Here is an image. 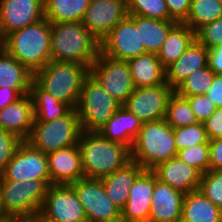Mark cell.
<instances>
[{"label": "cell", "mask_w": 222, "mask_h": 222, "mask_svg": "<svg viewBox=\"0 0 222 222\" xmlns=\"http://www.w3.org/2000/svg\"><path fill=\"white\" fill-rule=\"evenodd\" d=\"M33 219H34L36 222H49V221L45 220L44 218H42L39 214H37L36 216H34Z\"/></svg>", "instance_id": "obj_50"}, {"label": "cell", "mask_w": 222, "mask_h": 222, "mask_svg": "<svg viewBox=\"0 0 222 222\" xmlns=\"http://www.w3.org/2000/svg\"><path fill=\"white\" fill-rule=\"evenodd\" d=\"M22 141L15 134L0 128V175Z\"/></svg>", "instance_id": "obj_40"}, {"label": "cell", "mask_w": 222, "mask_h": 222, "mask_svg": "<svg viewBox=\"0 0 222 222\" xmlns=\"http://www.w3.org/2000/svg\"><path fill=\"white\" fill-rule=\"evenodd\" d=\"M175 90L166 82L161 85L135 88L123 106L143 123L165 118L170 96Z\"/></svg>", "instance_id": "obj_14"}, {"label": "cell", "mask_w": 222, "mask_h": 222, "mask_svg": "<svg viewBox=\"0 0 222 222\" xmlns=\"http://www.w3.org/2000/svg\"><path fill=\"white\" fill-rule=\"evenodd\" d=\"M176 156L173 128L165 118L144 122L131 148V159L143 169L152 170Z\"/></svg>", "instance_id": "obj_5"}, {"label": "cell", "mask_w": 222, "mask_h": 222, "mask_svg": "<svg viewBox=\"0 0 222 222\" xmlns=\"http://www.w3.org/2000/svg\"><path fill=\"white\" fill-rule=\"evenodd\" d=\"M43 18V0H0V41L7 34Z\"/></svg>", "instance_id": "obj_16"}, {"label": "cell", "mask_w": 222, "mask_h": 222, "mask_svg": "<svg viewBox=\"0 0 222 222\" xmlns=\"http://www.w3.org/2000/svg\"><path fill=\"white\" fill-rule=\"evenodd\" d=\"M152 171L159 181L183 194H188L200 187L202 174L177 156L158 164Z\"/></svg>", "instance_id": "obj_20"}, {"label": "cell", "mask_w": 222, "mask_h": 222, "mask_svg": "<svg viewBox=\"0 0 222 222\" xmlns=\"http://www.w3.org/2000/svg\"><path fill=\"white\" fill-rule=\"evenodd\" d=\"M127 16L126 0H91L81 22L101 42Z\"/></svg>", "instance_id": "obj_15"}, {"label": "cell", "mask_w": 222, "mask_h": 222, "mask_svg": "<svg viewBox=\"0 0 222 222\" xmlns=\"http://www.w3.org/2000/svg\"><path fill=\"white\" fill-rule=\"evenodd\" d=\"M5 215L4 213V207H3V202H2V189L0 185V216Z\"/></svg>", "instance_id": "obj_49"}, {"label": "cell", "mask_w": 222, "mask_h": 222, "mask_svg": "<svg viewBox=\"0 0 222 222\" xmlns=\"http://www.w3.org/2000/svg\"><path fill=\"white\" fill-rule=\"evenodd\" d=\"M51 22L37 23L7 34L0 46L33 74L51 61Z\"/></svg>", "instance_id": "obj_1"}, {"label": "cell", "mask_w": 222, "mask_h": 222, "mask_svg": "<svg viewBox=\"0 0 222 222\" xmlns=\"http://www.w3.org/2000/svg\"><path fill=\"white\" fill-rule=\"evenodd\" d=\"M195 39V31L187 24L177 22L169 31L157 56L166 69L175 62Z\"/></svg>", "instance_id": "obj_28"}, {"label": "cell", "mask_w": 222, "mask_h": 222, "mask_svg": "<svg viewBox=\"0 0 222 222\" xmlns=\"http://www.w3.org/2000/svg\"><path fill=\"white\" fill-rule=\"evenodd\" d=\"M208 67L214 71L215 74H222V43L208 52Z\"/></svg>", "instance_id": "obj_46"}, {"label": "cell", "mask_w": 222, "mask_h": 222, "mask_svg": "<svg viewBox=\"0 0 222 222\" xmlns=\"http://www.w3.org/2000/svg\"><path fill=\"white\" fill-rule=\"evenodd\" d=\"M90 74L121 105L135 90L128 61L116 60L99 52L90 67Z\"/></svg>", "instance_id": "obj_9"}, {"label": "cell", "mask_w": 222, "mask_h": 222, "mask_svg": "<svg viewBox=\"0 0 222 222\" xmlns=\"http://www.w3.org/2000/svg\"><path fill=\"white\" fill-rule=\"evenodd\" d=\"M122 105L89 74L76 107L82 131L98 132Z\"/></svg>", "instance_id": "obj_7"}, {"label": "cell", "mask_w": 222, "mask_h": 222, "mask_svg": "<svg viewBox=\"0 0 222 222\" xmlns=\"http://www.w3.org/2000/svg\"><path fill=\"white\" fill-rule=\"evenodd\" d=\"M208 52L196 38L186 51L166 69V83L174 90L194 71L208 66Z\"/></svg>", "instance_id": "obj_22"}, {"label": "cell", "mask_w": 222, "mask_h": 222, "mask_svg": "<svg viewBox=\"0 0 222 222\" xmlns=\"http://www.w3.org/2000/svg\"><path fill=\"white\" fill-rule=\"evenodd\" d=\"M50 184H71L84 178L78 144L47 154Z\"/></svg>", "instance_id": "obj_18"}, {"label": "cell", "mask_w": 222, "mask_h": 222, "mask_svg": "<svg viewBox=\"0 0 222 222\" xmlns=\"http://www.w3.org/2000/svg\"><path fill=\"white\" fill-rule=\"evenodd\" d=\"M90 74L86 65L50 61L33 74V80L60 102L76 109L85 78Z\"/></svg>", "instance_id": "obj_4"}, {"label": "cell", "mask_w": 222, "mask_h": 222, "mask_svg": "<svg viewBox=\"0 0 222 222\" xmlns=\"http://www.w3.org/2000/svg\"><path fill=\"white\" fill-rule=\"evenodd\" d=\"M82 129L76 109L50 122H34L29 138L32 146L48 154L77 145Z\"/></svg>", "instance_id": "obj_8"}, {"label": "cell", "mask_w": 222, "mask_h": 222, "mask_svg": "<svg viewBox=\"0 0 222 222\" xmlns=\"http://www.w3.org/2000/svg\"><path fill=\"white\" fill-rule=\"evenodd\" d=\"M142 124L139 118L122 105L98 132L104 138L121 143L131 150Z\"/></svg>", "instance_id": "obj_23"}, {"label": "cell", "mask_w": 222, "mask_h": 222, "mask_svg": "<svg viewBox=\"0 0 222 222\" xmlns=\"http://www.w3.org/2000/svg\"><path fill=\"white\" fill-rule=\"evenodd\" d=\"M91 0H43L44 17L50 22H81Z\"/></svg>", "instance_id": "obj_31"}, {"label": "cell", "mask_w": 222, "mask_h": 222, "mask_svg": "<svg viewBox=\"0 0 222 222\" xmlns=\"http://www.w3.org/2000/svg\"><path fill=\"white\" fill-rule=\"evenodd\" d=\"M154 188L155 173L152 170H144L130 188L128 200L121 210L122 222H149Z\"/></svg>", "instance_id": "obj_17"}, {"label": "cell", "mask_w": 222, "mask_h": 222, "mask_svg": "<svg viewBox=\"0 0 222 222\" xmlns=\"http://www.w3.org/2000/svg\"><path fill=\"white\" fill-rule=\"evenodd\" d=\"M215 73L208 66L194 71L175 89L181 96L206 94L214 80Z\"/></svg>", "instance_id": "obj_34"}, {"label": "cell", "mask_w": 222, "mask_h": 222, "mask_svg": "<svg viewBox=\"0 0 222 222\" xmlns=\"http://www.w3.org/2000/svg\"><path fill=\"white\" fill-rule=\"evenodd\" d=\"M33 73L0 46V88L9 87L21 96L30 92Z\"/></svg>", "instance_id": "obj_27"}, {"label": "cell", "mask_w": 222, "mask_h": 222, "mask_svg": "<svg viewBox=\"0 0 222 222\" xmlns=\"http://www.w3.org/2000/svg\"><path fill=\"white\" fill-rule=\"evenodd\" d=\"M78 146L86 178L101 179L131 160V150L104 138L99 132L82 131Z\"/></svg>", "instance_id": "obj_3"}, {"label": "cell", "mask_w": 222, "mask_h": 222, "mask_svg": "<svg viewBox=\"0 0 222 222\" xmlns=\"http://www.w3.org/2000/svg\"><path fill=\"white\" fill-rule=\"evenodd\" d=\"M144 170L131 159L112 174L101 178L107 196L120 210L124 208L128 200L130 188Z\"/></svg>", "instance_id": "obj_24"}, {"label": "cell", "mask_w": 222, "mask_h": 222, "mask_svg": "<svg viewBox=\"0 0 222 222\" xmlns=\"http://www.w3.org/2000/svg\"><path fill=\"white\" fill-rule=\"evenodd\" d=\"M140 28L141 42L146 53L158 54L170 29L177 23L176 20H158L137 15H128Z\"/></svg>", "instance_id": "obj_29"}, {"label": "cell", "mask_w": 222, "mask_h": 222, "mask_svg": "<svg viewBox=\"0 0 222 222\" xmlns=\"http://www.w3.org/2000/svg\"><path fill=\"white\" fill-rule=\"evenodd\" d=\"M29 94L33 101L34 122H50L62 118L72 110L68 104L44 91L34 80L31 82Z\"/></svg>", "instance_id": "obj_30"}, {"label": "cell", "mask_w": 222, "mask_h": 222, "mask_svg": "<svg viewBox=\"0 0 222 222\" xmlns=\"http://www.w3.org/2000/svg\"><path fill=\"white\" fill-rule=\"evenodd\" d=\"M52 61L73 62L89 68L100 52V42L82 22H51Z\"/></svg>", "instance_id": "obj_2"}, {"label": "cell", "mask_w": 222, "mask_h": 222, "mask_svg": "<svg viewBox=\"0 0 222 222\" xmlns=\"http://www.w3.org/2000/svg\"><path fill=\"white\" fill-rule=\"evenodd\" d=\"M169 15L177 22H183L189 14L191 0H165Z\"/></svg>", "instance_id": "obj_42"}, {"label": "cell", "mask_w": 222, "mask_h": 222, "mask_svg": "<svg viewBox=\"0 0 222 222\" xmlns=\"http://www.w3.org/2000/svg\"><path fill=\"white\" fill-rule=\"evenodd\" d=\"M209 140L222 137V107L203 122Z\"/></svg>", "instance_id": "obj_43"}, {"label": "cell", "mask_w": 222, "mask_h": 222, "mask_svg": "<svg viewBox=\"0 0 222 222\" xmlns=\"http://www.w3.org/2000/svg\"><path fill=\"white\" fill-rule=\"evenodd\" d=\"M181 222H222V209L197 189L184 196Z\"/></svg>", "instance_id": "obj_26"}, {"label": "cell", "mask_w": 222, "mask_h": 222, "mask_svg": "<svg viewBox=\"0 0 222 222\" xmlns=\"http://www.w3.org/2000/svg\"><path fill=\"white\" fill-rule=\"evenodd\" d=\"M5 215L33 218L40 213L50 179L0 180Z\"/></svg>", "instance_id": "obj_6"}, {"label": "cell", "mask_w": 222, "mask_h": 222, "mask_svg": "<svg viewBox=\"0 0 222 222\" xmlns=\"http://www.w3.org/2000/svg\"><path fill=\"white\" fill-rule=\"evenodd\" d=\"M209 170H222V137L209 140Z\"/></svg>", "instance_id": "obj_44"}, {"label": "cell", "mask_w": 222, "mask_h": 222, "mask_svg": "<svg viewBox=\"0 0 222 222\" xmlns=\"http://www.w3.org/2000/svg\"><path fill=\"white\" fill-rule=\"evenodd\" d=\"M165 120L173 129L200 123L194 115L188 99L175 91L169 98Z\"/></svg>", "instance_id": "obj_33"}, {"label": "cell", "mask_w": 222, "mask_h": 222, "mask_svg": "<svg viewBox=\"0 0 222 222\" xmlns=\"http://www.w3.org/2000/svg\"><path fill=\"white\" fill-rule=\"evenodd\" d=\"M199 189L213 204L222 209V170H208L202 174Z\"/></svg>", "instance_id": "obj_38"}, {"label": "cell", "mask_w": 222, "mask_h": 222, "mask_svg": "<svg viewBox=\"0 0 222 222\" xmlns=\"http://www.w3.org/2000/svg\"><path fill=\"white\" fill-rule=\"evenodd\" d=\"M222 17L220 0H191L189 14L183 23L195 32L203 25Z\"/></svg>", "instance_id": "obj_32"}, {"label": "cell", "mask_w": 222, "mask_h": 222, "mask_svg": "<svg viewBox=\"0 0 222 222\" xmlns=\"http://www.w3.org/2000/svg\"><path fill=\"white\" fill-rule=\"evenodd\" d=\"M185 194L159 181L151 196L149 222H181Z\"/></svg>", "instance_id": "obj_19"}, {"label": "cell", "mask_w": 222, "mask_h": 222, "mask_svg": "<svg viewBox=\"0 0 222 222\" xmlns=\"http://www.w3.org/2000/svg\"><path fill=\"white\" fill-rule=\"evenodd\" d=\"M22 96L13 88H0V110L9 104L16 102Z\"/></svg>", "instance_id": "obj_47"}, {"label": "cell", "mask_w": 222, "mask_h": 222, "mask_svg": "<svg viewBox=\"0 0 222 222\" xmlns=\"http://www.w3.org/2000/svg\"><path fill=\"white\" fill-rule=\"evenodd\" d=\"M34 120L35 113L30 94L0 110V128L15 134L23 141L29 138Z\"/></svg>", "instance_id": "obj_21"}, {"label": "cell", "mask_w": 222, "mask_h": 222, "mask_svg": "<svg viewBox=\"0 0 222 222\" xmlns=\"http://www.w3.org/2000/svg\"><path fill=\"white\" fill-rule=\"evenodd\" d=\"M135 88L151 87L166 82L165 68L157 54L146 53L128 60Z\"/></svg>", "instance_id": "obj_25"}, {"label": "cell", "mask_w": 222, "mask_h": 222, "mask_svg": "<svg viewBox=\"0 0 222 222\" xmlns=\"http://www.w3.org/2000/svg\"><path fill=\"white\" fill-rule=\"evenodd\" d=\"M19 218L9 216V215H3L0 216V222H16Z\"/></svg>", "instance_id": "obj_48"}, {"label": "cell", "mask_w": 222, "mask_h": 222, "mask_svg": "<svg viewBox=\"0 0 222 222\" xmlns=\"http://www.w3.org/2000/svg\"><path fill=\"white\" fill-rule=\"evenodd\" d=\"M100 52L110 58L124 61L146 54L141 42L140 28L127 16L101 40Z\"/></svg>", "instance_id": "obj_12"}, {"label": "cell", "mask_w": 222, "mask_h": 222, "mask_svg": "<svg viewBox=\"0 0 222 222\" xmlns=\"http://www.w3.org/2000/svg\"><path fill=\"white\" fill-rule=\"evenodd\" d=\"M39 215L49 222H88L71 184H51Z\"/></svg>", "instance_id": "obj_11"}, {"label": "cell", "mask_w": 222, "mask_h": 222, "mask_svg": "<svg viewBox=\"0 0 222 222\" xmlns=\"http://www.w3.org/2000/svg\"><path fill=\"white\" fill-rule=\"evenodd\" d=\"M183 97L188 99L194 115L201 123L207 120L216 111L217 107L206 94Z\"/></svg>", "instance_id": "obj_41"}, {"label": "cell", "mask_w": 222, "mask_h": 222, "mask_svg": "<svg viewBox=\"0 0 222 222\" xmlns=\"http://www.w3.org/2000/svg\"><path fill=\"white\" fill-rule=\"evenodd\" d=\"M177 157L201 174L209 170V144H200L177 151Z\"/></svg>", "instance_id": "obj_37"}, {"label": "cell", "mask_w": 222, "mask_h": 222, "mask_svg": "<svg viewBox=\"0 0 222 222\" xmlns=\"http://www.w3.org/2000/svg\"><path fill=\"white\" fill-rule=\"evenodd\" d=\"M128 15L158 20H174L169 15L165 0H126Z\"/></svg>", "instance_id": "obj_35"}, {"label": "cell", "mask_w": 222, "mask_h": 222, "mask_svg": "<svg viewBox=\"0 0 222 222\" xmlns=\"http://www.w3.org/2000/svg\"><path fill=\"white\" fill-rule=\"evenodd\" d=\"M173 133L177 151L194 145L209 144L204 124L201 122L196 125L175 128Z\"/></svg>", "instance_id": "obj_36"}, {"label": "cell", "mask_w": 222, "mask_h": 222, "mask_svg": "<svg viewBox=\"0 0 222 222\" xmlns=\"http://www.w3.org/2000/svg\"><path fill=\"white\" fill-rule=\"evenodd\" d=\"M16 222H36L33 218H20Z\"/></svg>", "instance_id": "obj_51"}, {"label": "cell", "mask_w": 222, "mask_h": 222, "mask_svg": "<svg viewBox=\"0 0 222 222\" xmlns=\"http://www.w3.org/2000/svg\"><path fill=\"white\" fill-rule=\"evenodd\" d=\"M71 185L88 222H122L121 210L107 196L101 179L84 177Z\"/></svg>", "instance_id": "obj_10"}, {"label": "cell", "mask_w": 222, "mask_h": 222, "mask_svg": "<svg viewBox=\"0 0 222 222\" xmlns=\"http://www.w3.org/2000/svg\"><path fill=\"white\" fill-rule=\"evenodd\" d=\"M206 95L217 108L222 107V74H215L213 83Z\"/></svg>", "instance_id": "obj_45"}, {"label": "cell", "mask_w": 222, "mask_h": 222, "mask_svg": "<svg viewBox=\"0 0 222 222\" xmlns=\"http://www.w3.org/2000/svg\"><path fill=\"white\" fill-rule=\"evenodd\" d=\"M195 38L207 49L222 43V17L207 23L195 32Z\"/></svg>", "instance_id": "obj_39"}, {"label": "cell", "mask_w": 222, "mask_h": 222, "mask_svg": "<svg viewBox=\"0 0 222 222\" xmlns=\"http://www.w3.org/2000/svg\"><path fill=\"white\" fill-rule=\"evenodd\" d=\"M50 179L47 154L24 140L16 149L0 180Z\"/></svg>", "instance_id": "obj_13"}]
</instances>
